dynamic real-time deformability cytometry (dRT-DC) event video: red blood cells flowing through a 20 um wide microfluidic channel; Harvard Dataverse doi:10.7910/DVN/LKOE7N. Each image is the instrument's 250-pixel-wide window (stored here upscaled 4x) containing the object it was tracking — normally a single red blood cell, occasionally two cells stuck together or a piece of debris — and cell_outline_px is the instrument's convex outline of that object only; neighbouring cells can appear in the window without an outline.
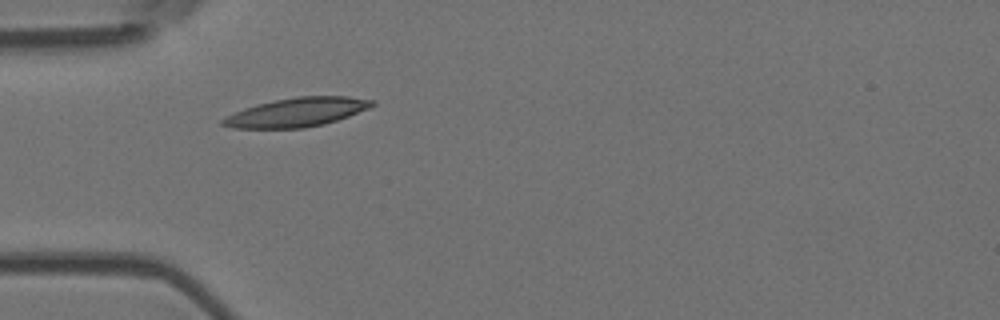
{"species": "Egyptian fruit bat (a non-hibernating species)", "species_latin": "Rousettus aegyptiacus", "temperature_condition": "room temperature", "stored_images_in_passage": 10, "camera_frame_rate_fps": 3000, "um_per_image_px": 0.085, "animal": {"sex": "female"}, "frame": {"image": 1, "passage_image": 4, "time_ms": 1.0, "image_size_px": [1000, 320], "cell_outline_px": [[376, 104], [368, 108], [348, 116], [324, 124], [304, 128], [236, 128], [220, 124], [220, 120], [244, 108], [276, 100], [296, 96], [348, 96], [376, 100]], "centroid_in_image_um": [25.27, 9.53], "position_along_channel_um": 59.7, "area_um2": 24.91}}
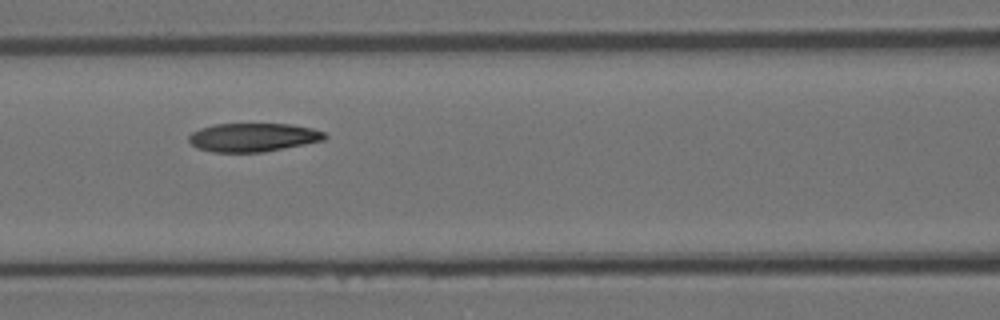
{"frame": {"image": 2, "passage_image": 6, "time_ms": 1.667, "image_size_px": [1000, 320], "cell_outline_px": [[328, 136], [324, 140], [264, 152], [212, 152], [196, 148], [188, 140], [188, 136], [192, 132], [200, 128], [216, 124], [292, 124], [312, 128], [324, 132]], "centroid_in_image_um": [21.5, 11.67], "position_along_channel_um": 145.1, "area_um2": 22.66}}
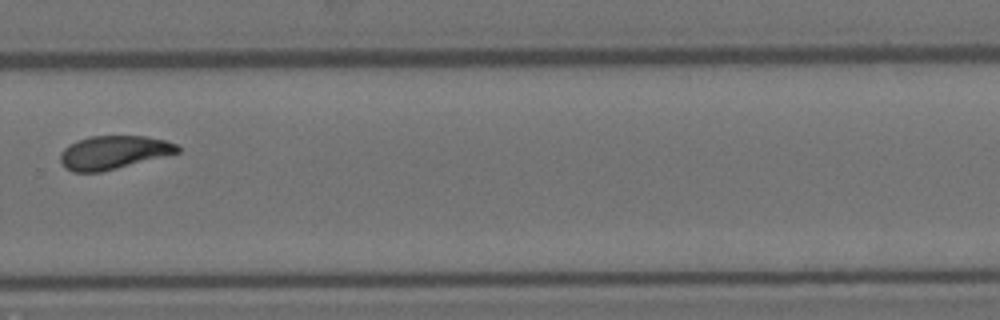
{"frame": {"image": 3, "passage_image": 10, "time_ms": 3.0, "image_size_px": [1000, 320], "cell_outline_px": [[180, 152], [100, 172], [72, 172], [64, 168], [60, 160], [60, 152], [64, 148], [80, 140], [92, 136], [144, 136], [164, 140], [176, 144], [180, 148]], "centroid_in_image_um": [9.63, 12.96], "position_along_channel_um": 320.2, "area_um2": 22.48}}